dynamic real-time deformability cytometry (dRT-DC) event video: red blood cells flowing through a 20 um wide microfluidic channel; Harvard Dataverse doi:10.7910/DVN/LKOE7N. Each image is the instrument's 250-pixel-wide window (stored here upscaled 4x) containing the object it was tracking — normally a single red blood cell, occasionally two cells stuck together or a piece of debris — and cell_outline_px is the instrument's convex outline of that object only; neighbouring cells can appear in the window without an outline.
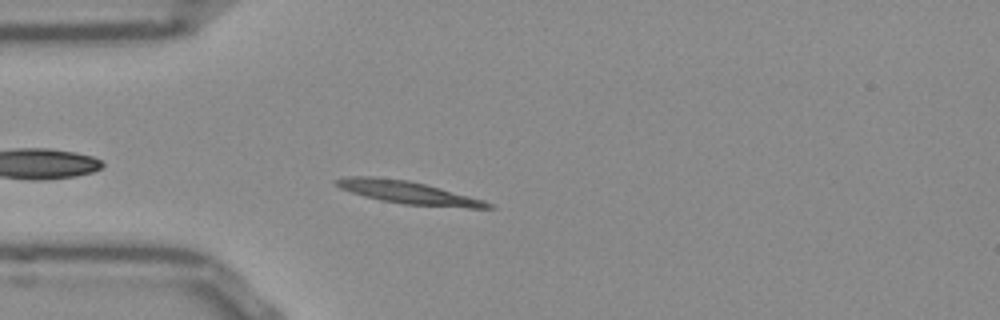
{"species": "Egyptian fruit bat (a non-hibernating species)", "species_latin": "Rousettus aegyptiacus", "temperature_condition": "room temperature", "stored_images_in_passage": 45, "camera_frame_rate_fps": 3000, "um_per_image_px": 0.085, "frame": {"image": 1, "passage_image": 6, "time_ms": 1.667, "image_size_px": [1000, 320], "cell_outline_px": [[496, 208], [468, 208], [404, 204], [380, 200], [364, 196], [340, 188], [332, 184], [332, 180], [344, 176], [372, 176], [408, 180], [440, 188], [484, 200], [492, 204]], "centroid_in_image_um": [34.63, 16.35], "position_along_channel_um": 50.4, "area_um2": 20.11}}
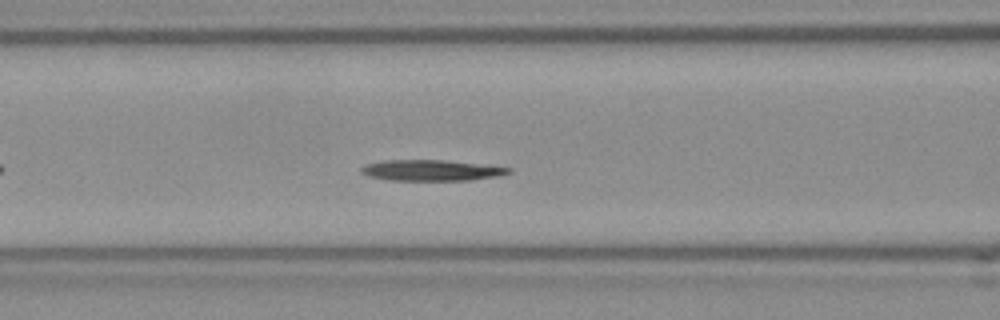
{"frame": {"image": 2, "passage_image": 13, "time_ms": 4.0, "image_size_px": [1000, 320], "cell_outline_px": [[512, 172], [496, 176], [472, 180], [388, 180], [368, 176], [360, 172], [360, 168], [364, 164], [384, 160], [440, 160], [512, 168]], "centroid_in_image_um": [36.58, 14.48], "position_along_channel_um": 130.0, "area_um2": 17.74}}
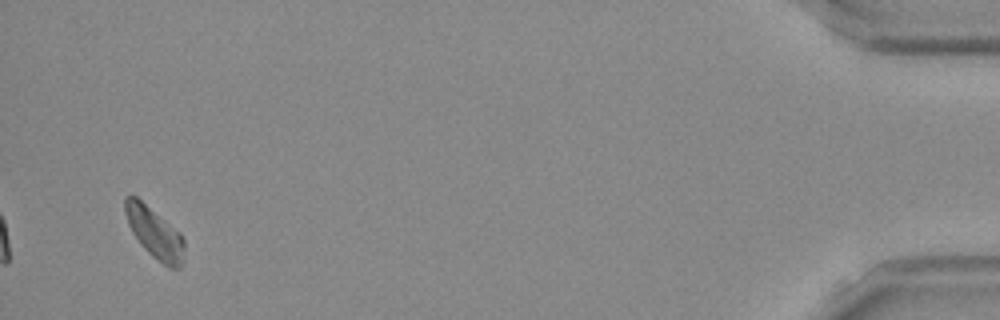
{"frame": {"image": 3, "passage_image": 43, "time_ms": 14.0, "image_size_px": [1000, 320], "cell_outline_px": [[184, 264], [180, 268], [168, 268], [152, 256], [140, 244], [132, 232], [128, 224], [124, 212], [124, 200], [128, 196], [136, 196], [180, 232], [184, 240]], "centroid_in_image_um": [13.16, 19.82], "position_along_channel_um": 422.0, "area_um2": 17.63}, "authors_computed_cell_mechanics": {"area_um2": 17.7446, "velocity_mm_per_s": 3.786, "shape_relaxation_time_tau1_ms": 8.198, "shape_relaxation_time_tau2_ms": null, "deformation_change_tau1": 0.1946, "deformation_change_tau2": null}}